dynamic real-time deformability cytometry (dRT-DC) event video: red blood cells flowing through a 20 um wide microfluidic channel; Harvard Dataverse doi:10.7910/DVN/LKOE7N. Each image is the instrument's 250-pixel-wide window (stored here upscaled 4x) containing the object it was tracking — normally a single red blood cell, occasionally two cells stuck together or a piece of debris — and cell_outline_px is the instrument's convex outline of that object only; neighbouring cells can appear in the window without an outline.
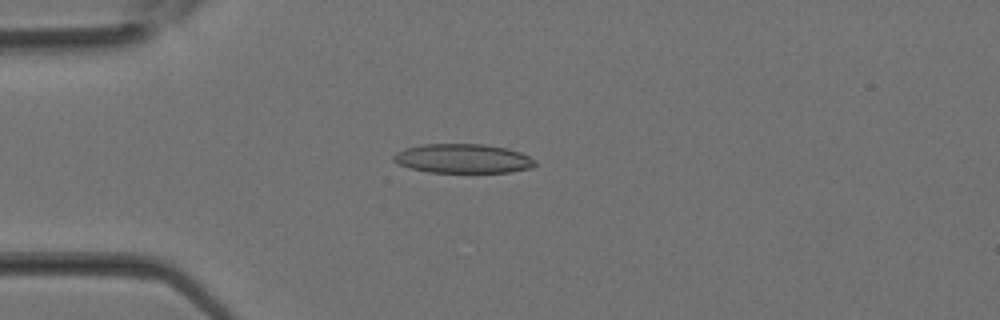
{"species": "Egyptian fruit bat (a non-hibernating species)", "species_latin": "Rousettus aegyptiacus", "temperature_condition": "room temperature", "stored_images_in_passage": 33, "camera_frame_rate_fps": 3000, "um_per_image_px": 0.085, "animal": {"sex": "female"}, "frame": {"image": 1, "passage_image": 8, "time_ms": 2.333, "image_size_px": [1000, 320], "cell_outline_px": [[536, 164], [532, 168], [508, 172], [428, 172], [412, 168], [400, 164], [392, 160], [392, 156], [396, 152], [404, 148], [420, 144], [484, 144], [508, 148], [520, 152], [536, 160]], "centroid_in_image_um": [39.35, 13.47], "position_along_channel_um": 45.7, "area_um2": 24.16}}
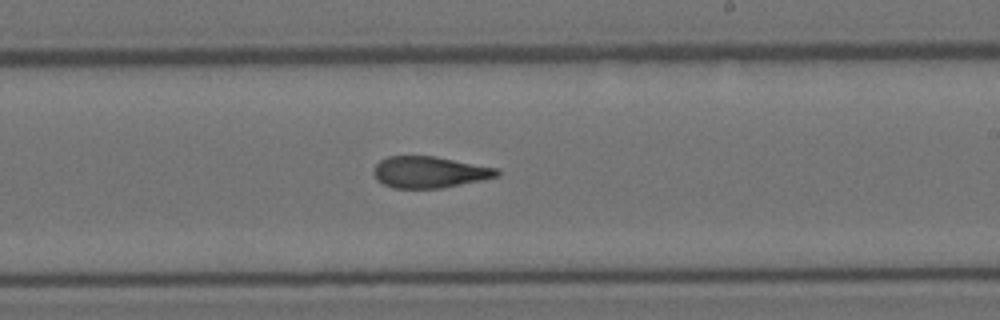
{"frame": {"image": 2, "passage_image": 19, "time_ms": 6.0, "image_size_px": [1000, 320], "cell_outline_px": [[500, 176], [440, 188], [392, 188], [376, 180], [372, 172], [372, 168], [380, 160], [388, 156], [432, 156], [496, 168], [500, 172]], "centroid_in_image_um": [36.43, 14.63], "position_along_channel_um": 252.6, "area_um2": 22.43}}
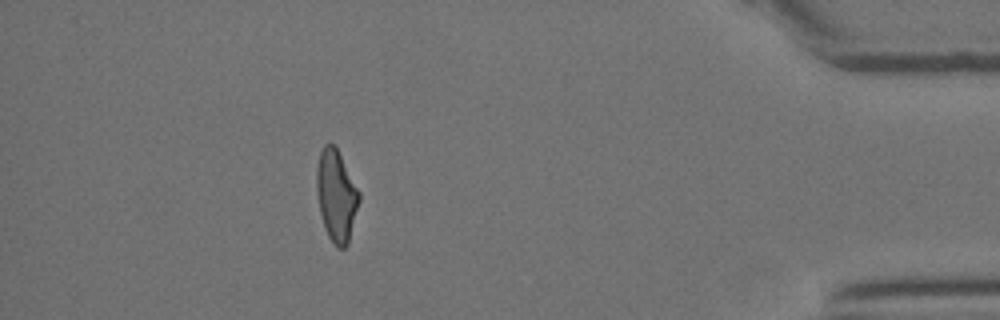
{"frame": {"image": 3, "passage_image": 29, "time_ms": 9.333, "image_size_px": [1000, 320], "cell_outline_px": [[360, 200], [348, 244], [344, 248], [336, 248], [332, 244], [324, 228], [320, 212], [316, 188], [316, 168], [320, 152], [324, 144], [332, 144], [336, 148], [360, 192]], "centroid_in_image_um": [28.58, 16.67], "position_along_channel_um": 406.6, "area_um2": 22.66}}